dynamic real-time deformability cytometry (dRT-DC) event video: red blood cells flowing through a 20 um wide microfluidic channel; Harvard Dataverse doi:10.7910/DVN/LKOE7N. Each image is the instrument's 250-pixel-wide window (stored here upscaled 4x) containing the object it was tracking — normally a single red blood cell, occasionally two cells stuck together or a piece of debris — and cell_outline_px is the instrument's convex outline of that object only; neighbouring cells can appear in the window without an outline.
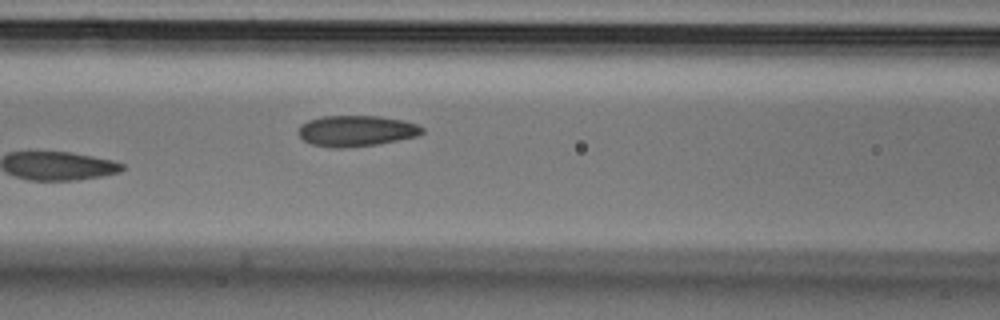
{"species": "Egyptian fruit bat (a non-hibernating species)", "species_latin": "Rousettus aegyptiacus", "temperature_condition": "cold", "stored_images_in_passage": 6, "camera_frame_rate_fps": 3000, "um_per_image_px": 0.085, "animal": {"sex": "male"}, "frame": {"image": 1, "passage_image": 6, "time_ms": 1.667, "image_size_px": [1000, 320], "cell_outline_px": [[424, 132], [416, 136], [376, 144], [344, 148], [332, 148], [312, 144], [304, 140], [300, 136], [300, 124], [308, 120], [324, 116], [380, 116], [400, 120], [416, 124], [424, 128]], "centroid_in_image_um": [30.27, 11.12], "position_along_channel_um": 136.3, "area_um2": 22.02}}